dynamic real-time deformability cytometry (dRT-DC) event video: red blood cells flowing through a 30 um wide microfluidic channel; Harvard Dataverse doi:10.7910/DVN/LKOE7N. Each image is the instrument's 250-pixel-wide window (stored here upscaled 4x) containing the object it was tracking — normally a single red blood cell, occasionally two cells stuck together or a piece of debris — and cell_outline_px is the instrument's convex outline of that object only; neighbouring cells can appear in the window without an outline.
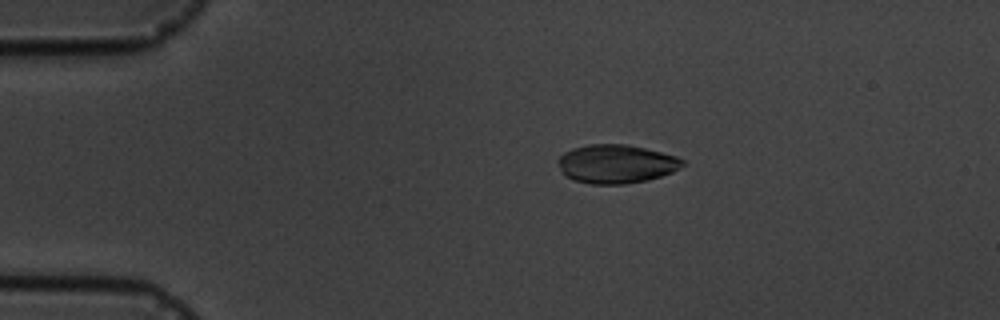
{"species": "common noctule bat (a hibernating species)", "species_latin": "Nyctalus noctula", "temperature_condition": "cold", "stored_images_in_passage": 13, "camera_frame_rate_fps": 3000, "um_per_image_px": 0.085, "animal": {"sex": "male", "body_mass_g": 19.5, "forearm_length_mm": 54.6}, "frame": {"image": 1, "passage_image": 1, "time_ms": 0.0, "image_size_px": [1000, 320], "cell_outline_px": [[684, 164], [680, 168], [672, 172], [648, 180], [624, 184], [592, 184], [572, 180], [564, 176], [556, 160], [564, 152], [572, 148], [588, 144], [628, 144], [676, 156], [684, 160]], "centroid_in_image_um": [52.34, 13.93], "position_along_channel_um": 32.7, "area_um2": 28.21}}
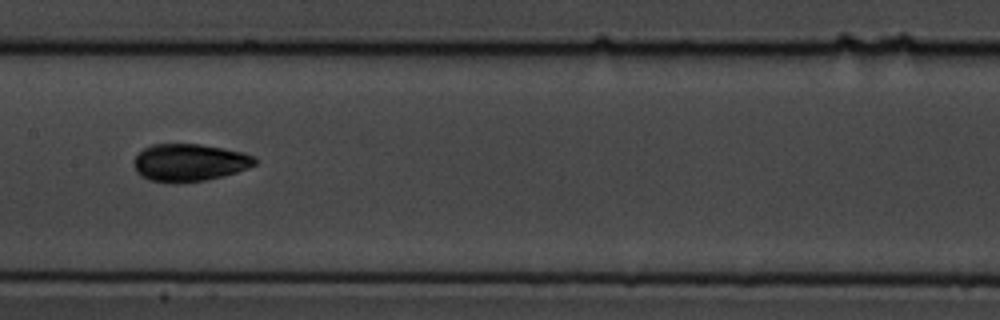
{"frame": {"image": 2, "passage_image": 6, "time_ms": 5.667, "image_size_px": [1000, 320], "cell_outline_px": [[256, 164], [248, 168], [224, 176], [204, 180], [176, 184], [172, 184], [148, 180], [140, 176], [136, 172], [136, 156], [144, 148], [152, 144], [200, 144], [244, 152], [256, 156]], "centroid_in_image_um": [16.12, 13.83], "position_along_channel_um": 191.3, "area_um2": 26.59}}
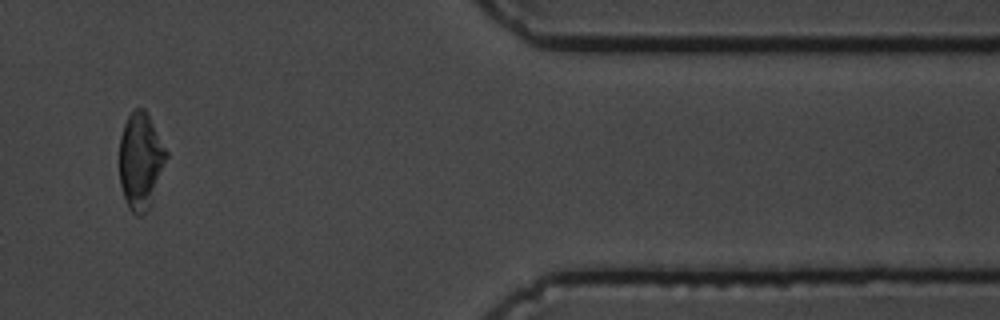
{"frame": {"image": 3, "passage_image": 11, "time_ms": 12.333, "image_size_px": [1000, 320], "cell_outline_px": [[168, 156], [148, 208], [140, 216], [136, 216], [128, 208], [120, 184], [120, 136], [124, 124], [132, 108], [144, 108], [148, 112], [168, 152]], "centroid_in_image_um": [11.95, 13.61], "position_along_channel_um": 399.5, "area_um2": 26.3}, "authors_computed_cell_mechanics": {"area_um2": 26.299, "velocity_mm_per_s": 3.6343, "shape_relaxation_time_tau1_ms": 3.1296, "shape_relaxation_time_tau2_ms": 2.7037, "deformation_change_tau1": 0.1063, "deformation_change_tau2": 0.0568}}